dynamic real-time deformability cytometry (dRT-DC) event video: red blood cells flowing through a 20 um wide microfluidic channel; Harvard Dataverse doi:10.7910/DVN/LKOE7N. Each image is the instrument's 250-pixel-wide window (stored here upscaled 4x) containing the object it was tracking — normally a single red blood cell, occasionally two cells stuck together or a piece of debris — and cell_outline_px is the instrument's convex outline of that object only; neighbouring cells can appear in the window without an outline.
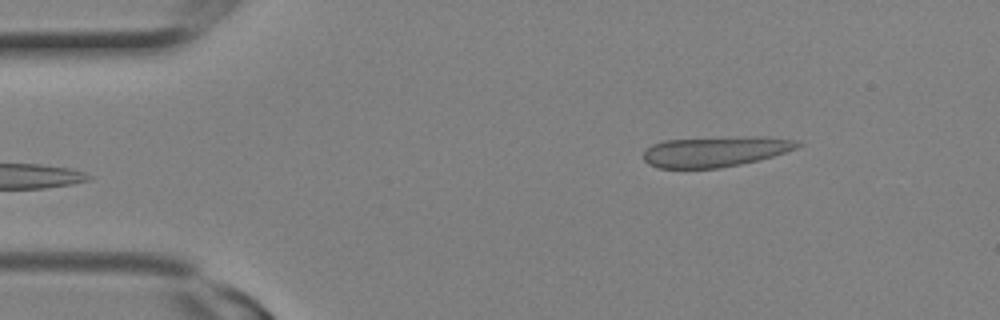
{"species": "Egyptian fruit bat (a non-hibernating species)", "species_latin": "Rousettus aegyptiacus", "temperature_condition": "room temperature", "stored_images_in_passage": 2, "camera_frame_rate_fps": 3000, "um_per_image_px": 0.085, "animal": {"sex": "female"}, "frame": {"image": 1, "passage_image": 1, "time_ms": 0.0, "image_size_px": [1000, 320], "cell_outline_px": [[804, 144], [796, 148], [772, 156], [740, 164], [720, 168], [656, 168], [648, 164], [644, 160], [644, 152], [652, 144], [664, 140], [752, 136], [768, 136], [796, 140]], "centroid_in_image_um": [60.8, 12.87], "position_along_channel_um": 24.2, "area_um2": 27.28}}